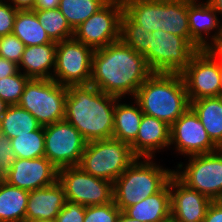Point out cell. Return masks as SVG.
I'll return each mask as SVG.
<instances>
[{"label": "cell", "mask_w": 222, "mask_h": 222, "mask_svg": "<svg viewBox=\"0 0 222 222\" xmlns=\"http://www.w3.org/2000/svg\"><path fill=\"white\" fill-rule=\"evenodd\" d=\"M151 74L145 56L120 39L94 51L89 84L118 98H134Z\"/></svg>", "instance_id": "1"}, {"label": "cell", "mask_w": 222, "mask_h": 222, "mask_svg": "<svg viewBox=\"0 0 222 222\" xmlns=\"http://www.w3.org/2000/svg\"><path fill=\"white\" fill-rule=\"evenodd\" d=\"M65 120L73 125L87 142L113 137L114 108L118 97L92 85H69Z\"/></svg>", "instance_id": "2"}, {"label": "cell", "mask_w": 222, "mask_h": 222, "mask_svg": "<svg viewBox=\"0 0 222 222\" xmlns=\"http://www.w3.org/2000/svg\"><path fill=\"white\" fill-rule=\"evenodd\" d=\"M134 99L143 114L169 126L190 107L183 78L177 73H152L138 88Z\"/></svg>", "instance_id": "3"}, {"label": "cell", "mask_w": 222, "mask_h": 222, "mask_svg": "<svg viewBox=\"0 0 222 222\" xmlns=\"http://www.w3.org/2000/svg\"><path fill=\"white\" fill-rule=\"evenodd\" d=\"M160 161L158 157H137L113 182V201L121 211L159 192L168 183L173 168Z\"/></svg>", "instance_id": "4"}, {"label": "cell", "mask_w": 222, "mask_h": 222, "mask_svg": "<svg viewBox=\"0 0 222 222\" xmlns=\"http://www.w3.org/2000/svg\"><path fill=\"white\" fill-rule=\"evenodd\" d=\"M136 158L128 143L102 139L87 142L78 166L90 175L113 183Z\"/></svg>", "instance_id": "5"}, {"label": "cell", "mask_w": 222, "mask_h": 222, "mask_svg": "<svg viewBox=\"0 0 222 222\" xmlns=\"http://www.w3.org/2000/svg\"><path fill=\"white\" fill-rule=\"evenodd\" d=\"M68 88L52 79H30L17 105L45 127L64 120Z\"/></svg>", "instance_id": "6"}, {"label": "cell", "mask_w": 222, "mask_h": 222, "mask_svg": "<svg viewBox=\"0 0 222 222\" xmlns=\"http://www.w3.org/2000/svg\"><path fill=\"white\" fill-rule=\"evenodd\" d=\"M176 162L173 174L186 186L209 197L222 200V149L208 154L192 155Z\"/></svg>", "instance_id": "7"}, {"label": "cell", "mask_w": 222, "mask_h": 222, "mask_svg": "<svg viewBox=\"0 0 222 222\" xmlns=\"http://www.w3.org/2000/svg\"><path fill=\"white\" fill-rule=\"evenodd\" d=\"M197 50L183 37L156 30L150 36L145 60L152 73L180 74Z\"/></svg>", "instance_id": "8"}, {"label": "cell", "mask_w": 222, "mask_h": 222, "mask_svg": "<svg viewBox=\"0 0 222 222\" xmlns=\"http://www.w3.org/2000/svg\"><path fill=\"white\" fill-rule=\"evenodd\" d=\"M94 51L74 37L58 42L52 80L65 86L89 85Z\"/></svg>", "instance_id": "9"}, {"label": "cell", "mask_w": 222, "mask_h": 222, "mask_svg": "<svg viewBox=\"0 0 222 222\" xmlns=\"http://www.w3.org/2000/svg\"><path fill=\"white\" fill-rule=\"evenodd\" d=\"M58 181L64 188L66 201L85 207L113 201V183L90 175L79 166L58 169Z\"/></svg>", "instance_id": "10"}, {"label": "cell", "mask_w": 222, "mask_h": 222, "mask_svg": "<svg viewBox=\"0 0 222 222\" xmlns=\"http://www.w3.org/2000/svg\"><path fill=\"white\" fill-rule=\"evenodd\" d=\"M180 74L189 101L220 96V57L213 49L198 50Z\"/></svg>", "instance_id": "11"}, {"label": "cell", "mask_w": 222, "mask_h": 222, "mask_svg": "<svg viewBox=\"0 0 222 222\" xmlns=\"http://www.w3.org/2000/svg\"><path fill=\"white\" fill-rule=\"evenodd\" d=\"M87 141L67 120L44 127L45 157L58 169L78 166Z\"/></svg>", "instance_id": "12"}, {"label": "cell", "mask_w": 222, "mask_h": 222, "mask_svg": "<svg viewBox=\"0 0 222 222\" xmlns=\"http://www.w3.org/2000/svg\"><path fill=\"white\" fill-rule=\"evenodd\" d=\"M123 3L109 0L74 30V38L96 50L120 40Z\"/></svg>", "instance_id": "13"}, {"label": "cell", "mask_w": 222, "mask_h": 222, "mask_svg": "<svg viewBox=\"0 0 222 222\" xmlns=\"http://www.w3.org/2000/svg\"><path fill=\"white\" fill-rule=\"evenodd\" d=\"M170 150L174 151L173 154H176L174 156L177 158L178 155L185 158L213 153L219 148L211 141L198 116L189 107L170 126Z\"/></svg>", "instance_id": "14"}, {"label": "cell", "mask_w": 222, "mask_h": 222, "mask_svg": "<svg viewBox=\"0 0 222 222\" xmlns=\"http://www.w3.org/2000/svg\"><path fill=\"white\" fill-rule=\"evenodd\" d=\"M190 44L198 51L213 49L222 36V19L206 0H188Z\"/></svg>", "instance_id": "15"}, {"label": "cell", "mask_w": 222, "mask_h": 222, "mask_svg": "<svg viewBox=\"0 0 222 222\" xmlns=\"http://www.w3.org/2000/svg\"><path fill=\"white\" fill-rule=\"evenodd\" d=\"M5 181L20 189L33 191L58 181V168L45 156L33 159L16 158Z\"/></svg>", "instance_id": "16"}, {"label": "cell", "mask_w": 222, "mask_h": 222, "mask_svg": "<svg viewBox=\"0 0 222 222\" xmlns=\"http://www.w3.org/2000/svg\"><path fill=\"white\" fill-rule=\"evenodd\" d=\"M171 216L176 222H203L212 200L182 183L174 174L169 179Z\"/></svg>", "instance_id": "17"}, {"label": "cell", "mask_w": 222, "mask_h": 222, "mask_svg": "<svg viewBox=\"0 0 222 222\" xmlns=\"http://www.w3.org/2000/svg\"><path fill=\"white\" fill-rule=\"evenodd\" d=\"M170 126L155 117L143 114L136 140L130 145L136 157L156 158L169 150ZM158 153V154H157Z\"/></svg>", "instance_id": "18"}, {"label": "cell", "mask_w": 222, "mask_h": 222, "mask_svg": "<svg viewBox=\"0 0 222 222\" xmlns=\"http://www.w3.org/2000/svg\"><path fill=\"white\" fill-rule=\"evenodd\" d=\"M65 202V191L59 181L29 191L25 222L40 219L55 220Z\"/></svg>", "instance_id": "19"}, {"label": "cell", "mask_w": 222, "mask_h": 222, "mask_svg": "<svg viewBox=\"0 0 222 222\" xmlns=\"http://www.w3.org/2000/svg\"><path fill=\"white\" fill-rule=\"evenodd\" d=\"M56 42L26 46L18 64L19 71L30 79H52L55 69Z\"/></svg>", "instance_id": "20"}, {"label": "cell", "mask_w": 222, "mask_h": 222, "mask_svg": "<svg viewBox=\"0 0 222 222\" xmlns=\"http://www.w3.org/2000/svg\"><path fill=\"white\" fill-rule=\"evenodd\" d=\"M142 117L141 107L134 98H118L114 108L112 138L131 145L136 140Z\"/></svg>", "instance_id": "21"}, {"label": "cell", "mask_w": 222, "mask_h": 222, "mask_svg": "<svg viewBox=\"0 0 222 222\" xmlns=\"http://www.w3.org/2000/svg\"><path fill=\"white\" fill-rule=\"evenodd\" d=\"M123 212L141 222H159L169 217L171 215L169 181L159 192L127 207Z\"/></svg>", "instance_id": "22"}, {"label": "cell", "mask_w": 222, "mask_h": 222, "mask_svg": "<svg viewBox=\"0 0 222 222\" xmlns=\"http://www.w3.org/2000/svg\"><path fill=\"white\" fill-rule=\"evenodd\" d=\"M189 102L211 141L222 149V97H204Z\"/></svg>", "instance_id": "23"}, {"label": "cell", "mask_w": 222, "mask_h": 222, "mask_svg": "<svg viewBox=\"0 0 222 222\" xmlns=\"http://www.w3.org/2000/svg\"><path fill=\"white\" fill-rule=\"evenodd\" d=\"M29 191L0 181V222H25Z\"/></svg>", "instance_id": "24"}, {"label": "cell", "mask_w": 222, "mask_h": 222, "mask_svg": "<svg viewBox=\"0 0 222 222\" xmlns=\"http://www.w3.org/2000/svg\"><path fill=\"white\" fill-rule=\"evenodd\" d=\"M161 30L179 35L190 43L188 0H161Z\"/></svg>", "instance_id": "25"}, {"label": "cell", "mask_w": 222, "mask_h": 222, "mask_svg": "<svg viewBox=\"0 0 222 222\" xmlns=\"http://www.w3.org/2000/svg\"><path fill=\"white\" fill-rule=\"evenodd\" d=\"M124 12L146 32L161 30V0H128Z\"/></svg>", "instance_id": "26"}, {"label": "cell", "mask_w": 222, "mask_h": 222, "mask_svg": "<svg viewBox=\"0 0 222 222\" xmlns=\"http://www.w3.org/2000/svg\"><path fill=\"white\" fill-rule=\"evenodd\" d=\"M13 34L25 46L43 45L51 43L34 10H18L14 21Z\"/></svg>", "instance_id": "27"}, {"label": "cell", "mask_w": 222, "mask_h": 222, "mask_svg": "<svg viewBox=\"0 0 222 222\" xmlns=\"http://www.w3.org/2000/svg\"><path fill=\"white\" fill-rule=\"evenodd\" d=\"M41 125L35 117L19 105H9L0 118V132L9 139L38 130Z\"/></svg>", "instance_id": "28"}, {"label": "cell", "mask_w": 222, "mask_h": 222, "mask_svg": "<svg viewBox=\"0 0 222 222\" xmlns=\"http://www.w3.org/2000/svg\"><path fill=\"white\" fill-rule=\"evenodd\" d=\"M109 0H60L58 9L75 30Z\"/></svg>", "instance_id": "29"}, {"label": "cell", "mask_w": 222, "mask_h": 222, "mask_svg": "<svg viewBox=\"0 0 222 222\" xmlns=\"http://www.w3.org/2000/svg\"><path fill=\"white\" fill-rule=\"evenodd\" d=\"M34 11L51 41L58 43L73 38L74 30L58 8Z\"/></svg>", "instance_id": "30"}, {"label": "cell", "mask_w": 222, "mask_h": 222, "mask_svg": "<svg viewBox=\"0 0 222 222\" xmlns=\"http://www.w3.org/2000/svg\"><path fill=\"white\" fill-rule=\"evenodd\" d=\"M16 158L33 159L45 156L44 127L10 139Z\"/></svg>", "instance_id": "31"}, {"label": "cell", "mask_w": 222, "mask_h": 222, "mask_svg": "<svg viewBox=\"0 0 222 222\" xmlns=\"http://www.w3.org/2000/svg\"><path fill=\"white\" fill-rule=\"evenodd\" d=\"M150 36L152 32H146L144 28L136 24L125 12L121 16L120 39L141 55L149 51Z\"/></svg>", "instance_id": "32"}, {"label": "cell", "mask_w": 222, "mask_h": 222, "mask_svg": "<svg viewBox=\"0 0 222 222\" xmlns=\"http://www.w3.org/2000/svg\"><path fill=\"white\" fill-rule=\"evenodd\" d=\"M30 80L21 71L0 79V99L8 105H16L23 93L26 84Z\"/></svg>", "instance_id": "33"}, {"label": "cell", "mask_w": 222, "mask_h": 222, "mask_svg": "<svg viewBox=\"0 0 222 222\" xmlns=\"http://www.w3.org/2000/svg\"><path fill=\"white\" fill-rule=\"evenodd\" d=\"M121 210L115 202L103 205L85 207V218L83 222H117Z\"/></svg>", "instance_id": "34"}, {"label": "cell", "mask_w": 222, "mask_h": 222, "mask_svg": "<svg viewBox=\"0 0 222 222\" xmlns=\"http://www.w3.org/2000/svg\"><path fill=\"white\" fill-rule=\"evenodd\" d=\"M25 44L13 33L0 36V56L19 64Z\"/></svg>", "instance_id": "35"}, {"label": "cell", "mask_w": 222, "mask_h": 222, "mask_svg": "<svg viewBox=\"0 0 222 222\" xmlns=\"http://www.w3.org/2000/svg\"><path fill=\"white\" fill-rule=\"evenodd\" d=\"M15 159L10 139L0 132V181L8 177Z\"/></svg>", "instance_id": "36"}, {"label": "cell", "mask_w": 222, "mask_h": 222, "mask_svg": "<svg viewBox=\"0 0 222 222\" xmlns=\"http://www.w3.org/2000/svg\"><path fill=\"white\" fill-rule=\"evenodd\" d=\"M17 11L7 0H0V36L13 33Z\"/></svg>", "instance_id": "37"}, {"label": "cell", "mask_w": 222, "mask_h": 222, "mask_svg": "<svg viewBox=\"0 0 222 222\" xmlns=\"http://www.w3.org/2000/svg\"><path fill=\"white\" fill-rule=\"evenodd\" d=\"M85 206L66 201L64 207L56 216L55 222H83Z\"/></svg>", "instance_id": "38"}, {"label": "cell", "mask_w": 222, "mask_h": 222, "mask_svg": "<svg viewBox=\"0 0 222 222\" xmlns=\"http://www.w3.org/2000/svg\"><path fill=\"white\" fill-rule=\"evenodd\" d=\"M203 222H222V200L210 203Z\"/></svg>", "instance_id": "39"}, {"label": "cell", "mask_w": 222, "mask_h": 222, "mask_svg": "<svg viewBox=\"0 0 222 222\" xmlns=\"http://www.w3.org/2000/svg\"><path fill=\"white\" fill-rule=\"evenodd\" d=\"M19 72L18 64L0 56V79Z\"/></svg>", "instance_id": "40"}, {"label": "cell", "mask_w": 222, "mask_h": 222, "mask_svg": "<svg viewBox=\"0 0 222 222\" xmlns=\"http://www.w3.org/2000/svg\"><path fill=\"white\" fill-rule=\"evenodd\" d=\"M60 0H36L33 10H48L59 7Z\"/></svg>", "instance_id": "41"}, {"label": "cell", "mask_w": 222, "mask_h": 222, "mask_svg": "<svg viewBox=\"0 0 222 222\" xmlns=\"http://www.w3.org/2000/svg\"><path fill=\"white\" fill-rule=\"evenodd\" d=\"M17 10H33L36 0H7Z\"/></svg>", "instance_id": "42"}, {"label": "cell", "mask_w": 222, "mask_h": 222, "mask_svg": "<svg viewBox=\"0 0 222 222\" xmlns=\"http://www.w3.org/2000/svg\"><path fill=\"white\" fill-rule=\"evenodd\" d=\"M220 15L222 19V0H206Z\"/></svg>", "instance_id": "43"}, {"label": "cell", "mask_w": 222, "mask_h": 222, "mask_svg": "<svg viewBox=\"0 0 222 222\" xmlns=\"http://www.w3.org/2000/svg\"><path fill=\"white\" fill-rule=\"evenodd\" d=\"M117 222H141V221L132 219L128 215H126L123 211H121L117 219Z\"/></svg>", "instance_id": "44"}, {"label": "cell", "mask_w": 222, "mask_h": 222, "mask_svg": "<svg viewBox=\"0 0 222 222\" xmlns=\"http://www.w3.org/2000/svg\"><path fill=\"white\" fill-rule=\"evenodd\" d=\"M8 106L9 105L6 102H4L2 99H0V118L6 112Z\"/></svg>", "instance_id": "45"}, {"label": "cell", "mask_w": 222, "mask_h": 222, "mask_svg": "<svg viewBox=\"0 0 222 222\" xmlns=\"http://www.w3.org/2000/svg\"><path fill=\"white\" fill-rule=\"evenodd\" d=\"M213 50L222 59V45H216Z\"/></svg>", "instance_id": "46"}, {"label": "cell", "mask_w": 222, "mask_h": 222, "mask_svg": "<svg viewBox=\"0 0 222 222\" xmlns=\"http://www.w3.org/2000/svg\"><path fill=\"white\" fill-rule=\"evenodd\" d=\"M220 82H221L220 96L222 97V59L221 58H220Z\"/></svg>", "instance_id": "47"}, {"label": "cell", "mask_w": 222, "mask_h": 222, "mask_svg": "<svg viewBox=\"0 0 222 222\" xmlns=\"http://www.w3.org/2000/svg\"><path fill=\"white\" fill-rule=\"evenodd\" d=\"M159 222H176L175 219L170 215L166 219L159 221Z\"/></svg>", "instance_id": "48"}, {"label": "cell", "mask_w": 222, "mask_h": 222, "mask_svg": "<svg viewBox=\"0 0 222 222\" xmlns=\"http://www.w3.org/2000/svg\"><path fill=\"white\" fill-rule=\"evenodd\" d=\"M27 222H55V220L40 219V220H33V221H27Z\"/></svg>", "instance_id": "49"}, {"label": "cell", "mask_w": 222, "mask_h": 222, "mask_svg": "<svg viewBox=\"0 0 222 222\" xmlns=\"http://www.w3.org/2000/svg\"><path fill=\"white\" fill-rule=\"evenodd\" d=\"M113 1H117V2H120V3H125V2H127L128 0H113Z\"/></svg>", "instance_id": "50"}, {"label": "cell", "mask_w": 222, "mask_h": 222, "mask_svg": "<svg viewBox=\"0 0 222 222\" xmlns=\"http://www.w3.org/2000/svg\"><path fill=\"white\" fill-rule=\"evenodd\" d=\"M217 45H222V36H221L219 42L217 43Z\"/></svg>", "instance_id": "51"}]
</instances>
